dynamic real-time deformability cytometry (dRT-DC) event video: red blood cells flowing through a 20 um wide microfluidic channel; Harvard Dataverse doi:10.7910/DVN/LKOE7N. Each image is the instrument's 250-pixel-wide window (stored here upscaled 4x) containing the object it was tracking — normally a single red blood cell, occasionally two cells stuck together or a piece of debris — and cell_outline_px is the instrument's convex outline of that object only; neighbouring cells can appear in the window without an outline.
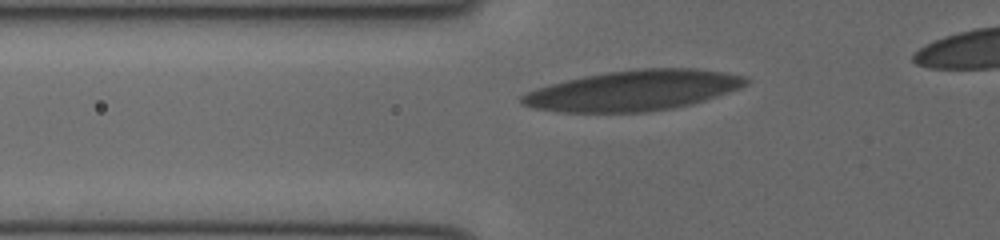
{"species": "human", "species_latin": "Homo sapiens", "temperature_condition": "cold", "stored_images_in_passage": 29, "camera_frame_rate_fps": 3000, "um_per_image_px": 0.085, "donor": {"sex": "female"}, "frame": {"image": 1, "passage_image": 2, "time_ms": 0.333, "image_size_px": [1000, 240], "cell_outline_px": [[748, 84], [740, 88], [692, 104], [672, 108], [644, 112], [560, 112], [532, 108], [520, 104], [520, 96], [524, 92], [536, 88], [564, 80], [584, 76], [608, 72], [636, 68], [696, 68], [724, 72], [748, 76]], "centroid_in_image_um": [53.81, 7.69], "position_along_channel_um": 72.0, "area_um2": 53.0}}
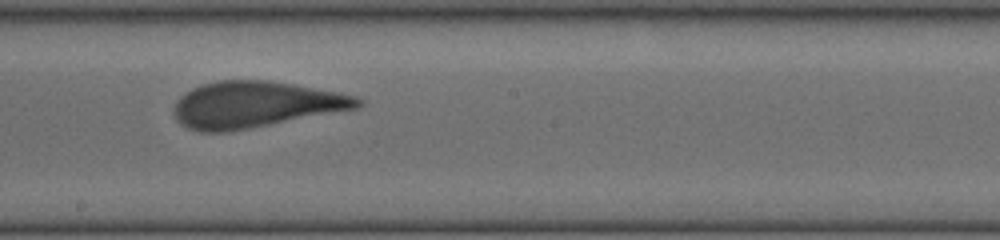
{"frame": {"image": 2, "passage_image": 13, "time_ms": 4.0, "image_size_px": [1000, 240], "cell_outline_px": [[364, 104], [360, 108], [248, 128], [224, 132], [200, 132], [188, 128], [180, 124], [172, 112], [176, 100], [184, 92], [200, 84], [216, 80], [268, 80], [340, 92], [356, 96], [364, 100]], "centroid_in_image_um": [21.69, 8.88], "position_along_channel_um": 226.5, "area_um2": 49.77}}
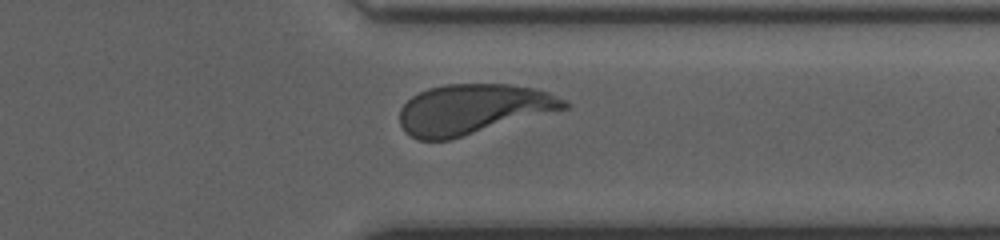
{"frame": {"image": 3, "passage_image": 23, "time_ms": 7.333, "image_size_px": [1000, 240], "cell_outline_px": [[572, 108], [452, 140], [420, 140], [412, 136], [400, 124], [400, 108], [412, 96], [428, 88], [444, 84], [508, 84], [532, 88], [548, 92], [568, 100], [572, 104]], "centroid_in_image_um": [40.3, 9.29], "position_along_channel_um": 371.1, "area_um2": 48.73}}